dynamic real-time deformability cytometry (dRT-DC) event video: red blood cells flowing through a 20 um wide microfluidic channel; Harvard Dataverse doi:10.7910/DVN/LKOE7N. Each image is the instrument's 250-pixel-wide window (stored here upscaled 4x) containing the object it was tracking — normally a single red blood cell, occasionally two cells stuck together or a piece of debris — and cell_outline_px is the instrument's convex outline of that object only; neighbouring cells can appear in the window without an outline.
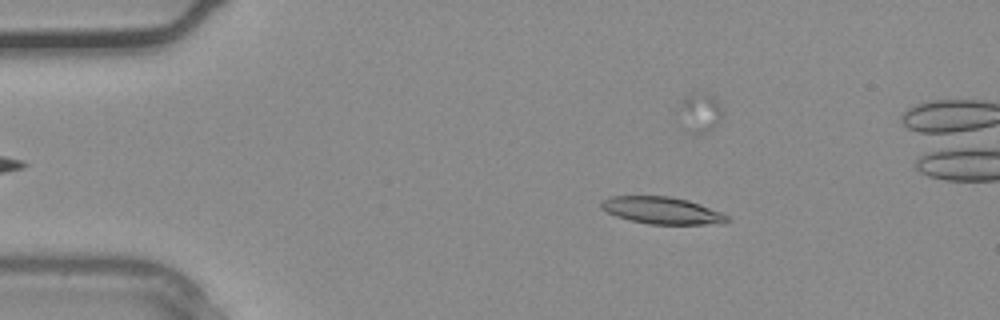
{"species": "common noctule bat (a hibernating species)", "species_latin": "Nyctalus noctula", "temperature_condition": "warm", "stored_images_in_passage": 33, "camera_frame_rate_fps": 3000, "um_per_image_px": 0.085, "animal": {"sex": "male", "body_mass_g": 20.4}, "frame": {"image": 1, "passage_image": 6, "time_ms": 1.667, "image_size_px": [1000, 320], "cell_outline_px": [[732, 220], [724, 224], [648, 224], [628, 220], [616, 216], [600, 208], [600, 204], [604, 200], [612, 196], [668, 196], [688, 200], [720, 212], [728, 216]], "centroid_in_image_um": [56.28, 17.9], "position_along_channel_um": 28.7, "area_um2": 19.83}}